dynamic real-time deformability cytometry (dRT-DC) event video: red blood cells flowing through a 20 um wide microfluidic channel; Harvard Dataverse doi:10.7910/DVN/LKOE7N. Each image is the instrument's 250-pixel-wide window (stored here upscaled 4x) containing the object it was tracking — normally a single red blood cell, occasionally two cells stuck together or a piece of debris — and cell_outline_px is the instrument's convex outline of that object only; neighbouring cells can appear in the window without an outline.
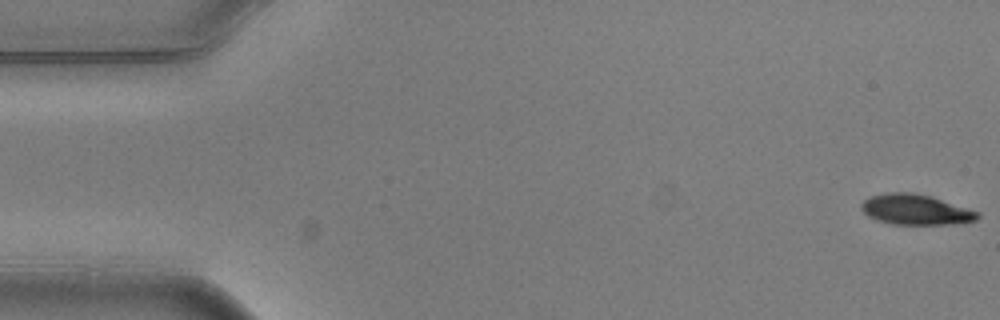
{"species": "common noctule bat (a hibernating species)", "species_latin": "Nyctalus noctula", "temperature_condition": "warm", "stored_images_in_passage": 13, "camera_frame_rate_fps": 3000, "um_per_image_px": 0.085, "animal": {"sex": "male", "body_mass_g": 20.5, "forearm_length_mm": 52.5}, "frame": {"image": 1, "passage_image": 1, "time_ms": 0.0, "image_size_px": [1000, 320], "cell_outline_px": [[980, 216], [976, 220], [952, 224], [892, 224], [868, 216], [860, 208], [860, 204], [864, 200], [872, 196], [888, 192], [912, 192], [932, 196], [980, 212]], "centroid_in_image_um": [77.84, 17.8], "position_along_channel_um": 7.2, "area_um2": 20.52}}
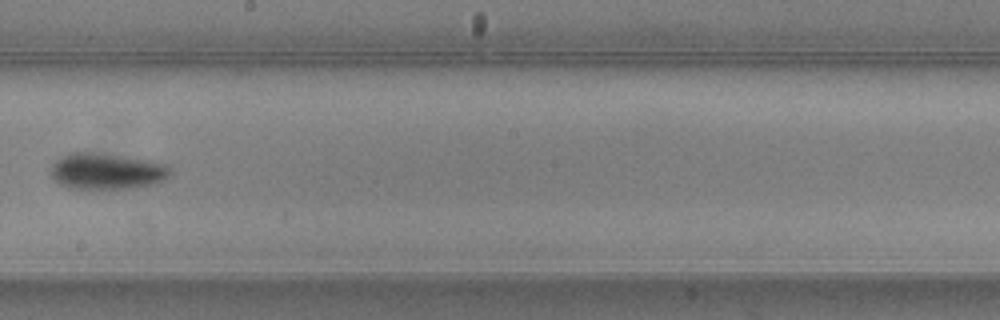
{"frame": {"image": 2, "passage_image": 8, "time_ms": 2.333, "image_size_px": [1000, 320], "cell_outline_px": [[168, 176], [164, 180], [152, 184], [132, 188], [72, 188], [60, 184], [48, 172], [52, 164], [56, 160], [68, 152], [88, 152], [144, 160], [168, 164]], "centroid_in_image_um": [9.0, 14.56], "position_along_channel_um": 239.2, "area_um2": 24.62}}
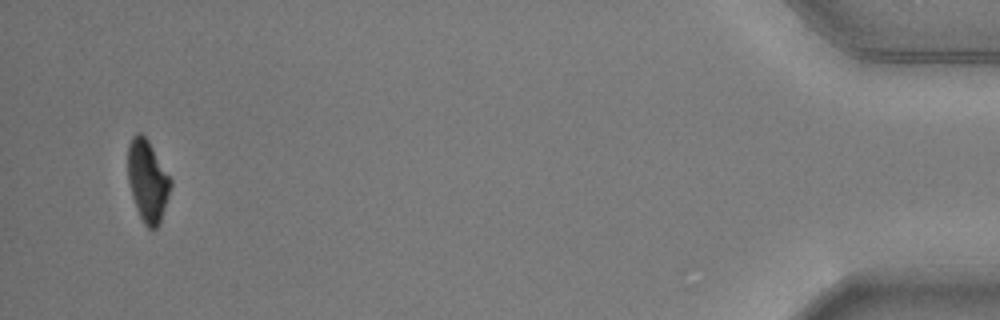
{"frame": {"image": 3, "passage_image": 13, "time_ms": 4.0, "image_size_px": [1000, 320], "cell_outline_px": [[172, 184], [160, 224], [156, 228], [148, 228], [144, 224], [136, 208], [132, 196], [128, 180], [128, 144], [132, 136], [136, 132], [140, 132], [148, 140], [172, 180]], "centroid_in_image_um": [12.54, 15.37], "position_along_channel_um": 422.7, "area_um2": 20.35}}